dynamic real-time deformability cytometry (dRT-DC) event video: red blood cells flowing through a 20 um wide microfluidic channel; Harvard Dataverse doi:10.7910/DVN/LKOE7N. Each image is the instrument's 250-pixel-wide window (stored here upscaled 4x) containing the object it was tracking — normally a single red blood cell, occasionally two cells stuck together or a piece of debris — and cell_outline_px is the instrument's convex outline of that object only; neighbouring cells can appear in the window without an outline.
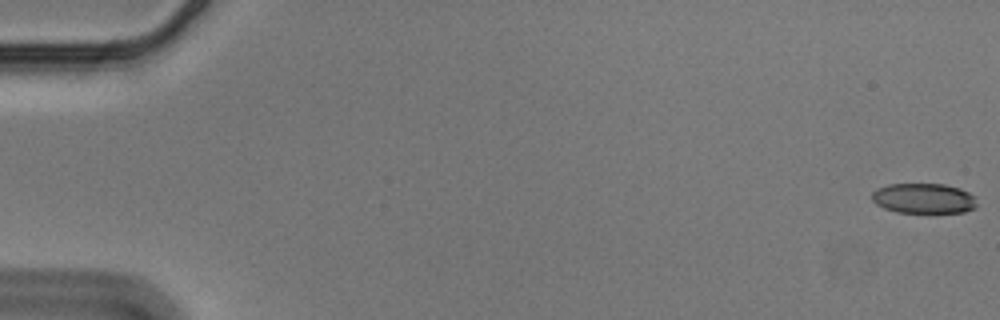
{"species": "Egyptian fruit bat (a non-hibernating species)", "species_latin": "Rousettus aegyptiacus", "temperature_condition": "cold", "stored_images_in_passage": 51, "camera_frame_rate_fps": 3000, "um_per_image_px": 0.085, "animal": {"sex": "male"}, "frame": {"image": 1, "passage_image": 1, "time_ms": 0.0, "image_size_px": [1000, 320], "cell_outline_px": [[976, 208], [964, 212], [896, 212], [884, 208], [876, 204], [872, 200], [872, 192], [876, 188], [888, 184], [944, 184], [960, 188], [976, 196]], "centroid_in_image_um": [78.52, 16.85], "position_along_channel_um": 6.5, "area_um2": 18.55}}
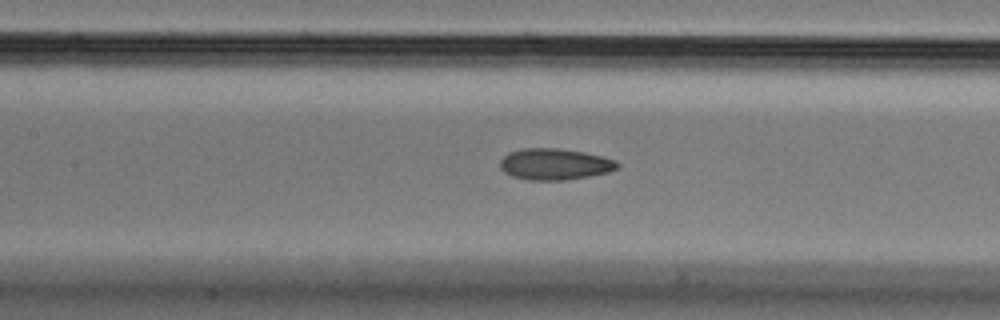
{"frame": {"image": 2, "passage_image": 27, "time_ms": 8.667, "image_size_px": [1000, 320], "cell_outline_px": [[620, 168], [608, 172], [588, 176], [564, 180], [528, 180], [512, 176], [504, 172], [500, 168], [500, 160], [508, 152], [520, 148], [556, 148], [584, 152], [616, 160], [620, 164]], "centroid_in_image_um": [47.14, 13.95], "position_along_channel_um": 160.3, "area_um2": 21.5}}
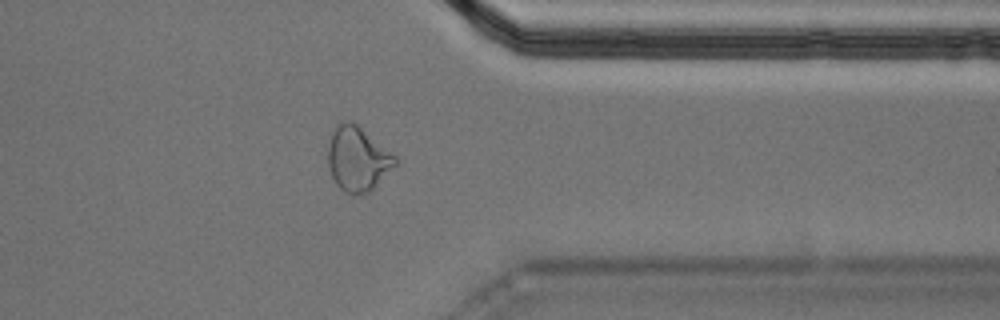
{"frame": {"image": 3, "passage_image": 46, "time_ms": 15.0, "image_size_px": [1000, 320], "cell_outline_px": [[400, 160], [368, 192], [352, 196], [344, 192], [336, 184], [328, 168], [328, 144], [332, 132], [336, 124], [340, 120], [352, 120], [396, 156]], "centroid_in_image_um": [30.37, 13.48], "position_along_channel_um": 381.0, "area_um2": 25.32}}